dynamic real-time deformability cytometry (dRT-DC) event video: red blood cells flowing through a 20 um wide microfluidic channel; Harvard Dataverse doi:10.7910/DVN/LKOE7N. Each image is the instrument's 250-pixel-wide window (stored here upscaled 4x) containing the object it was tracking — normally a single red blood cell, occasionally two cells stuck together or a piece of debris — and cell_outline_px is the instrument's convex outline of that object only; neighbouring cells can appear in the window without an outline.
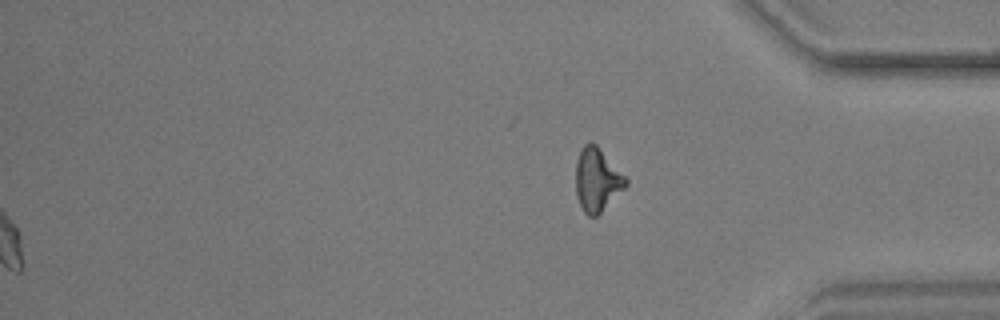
{"species": "common noctule bat (a hibernating species)", "species_latin": "Nyctalus noctula", "temperature_condition": "warm", "stored_images_in_passage": 38, "segment_of_instrument_passage": [2, 2], "camera_frame_rate_fps": 3000, "um_per_image_px": 0.085, "animal": {"sex": "male", "body_mass_g": 17.9, "forearm_length_mm": 54.2}, "frame": {"image": 1, "passage_image": 38, "time_ms": 12.333, "image_size_px": [1000, 320], "cell_outline_px": [[628, 184], [596, 216], [588, 216], [584, 212], [576, 196], [576, 160], [580, 148], [588, 140], [592, 140], [596, 144], [628, 180]], "centroid_in_image_um": [50.71, 15.24], "position_along_channel_um": 384.5, "area_um2": 18.32}}